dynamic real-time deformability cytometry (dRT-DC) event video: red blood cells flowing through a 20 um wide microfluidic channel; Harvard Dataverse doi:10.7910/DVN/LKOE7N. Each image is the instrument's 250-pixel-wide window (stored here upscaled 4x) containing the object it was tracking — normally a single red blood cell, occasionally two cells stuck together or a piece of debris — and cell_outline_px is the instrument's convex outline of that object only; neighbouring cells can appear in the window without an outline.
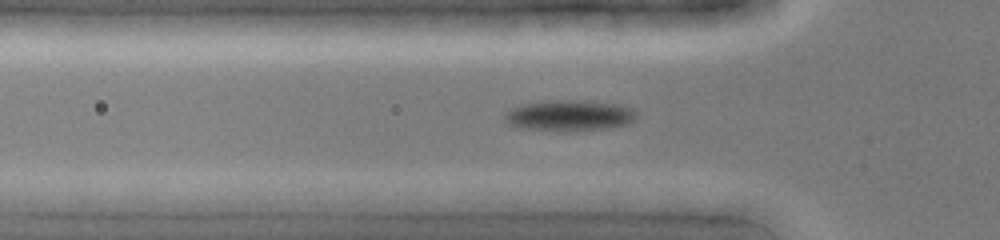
{"species": "common noctule bat (a hibernating species)", "species_latin": "Nyctalus noctula", "temperature_condition": "cold", "stored_images_in_passage": 6, "camera_frame_rate_fps": 3000, "um_per_image_px": 0.085, "animal": {"sex": "female", "body_mass_g": 19.0, "forearm_length_mm": 51.5}, "frame": {"image": 1, "passage_image": 4, "time_ms": 1.0, "image_size_px": [1000, 240], "cell_outline_px": [[636, 116], [628, 124], [608, 128], [564, 132], [520, 128], [508, 124], [504, 120], [504, 112], [508, 108], [520, 104], [552, 100], [588, 100], [620, 104], [632, 108], [636, 112]], "centroid_in_image_um": [48.34, 9.81], "position_along_channel_um": 77.5, "area_um2": 24.33}}